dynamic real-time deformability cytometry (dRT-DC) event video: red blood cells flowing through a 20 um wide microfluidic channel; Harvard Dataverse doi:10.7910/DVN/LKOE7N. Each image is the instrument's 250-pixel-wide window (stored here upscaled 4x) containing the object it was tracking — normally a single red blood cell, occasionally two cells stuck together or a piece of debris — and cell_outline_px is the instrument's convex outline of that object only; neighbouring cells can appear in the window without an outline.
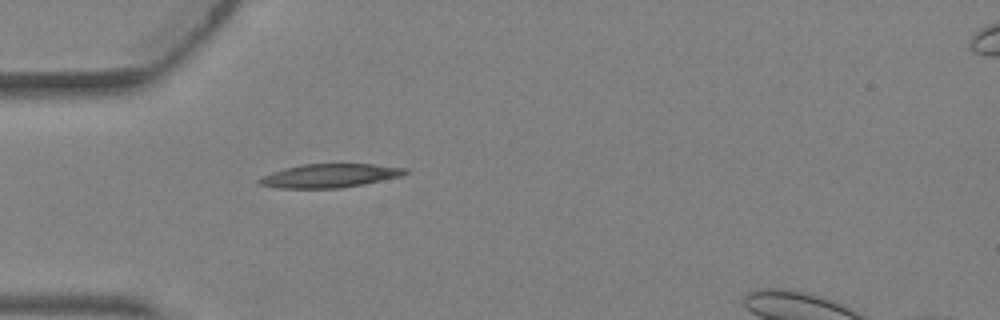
{"species": "Egyptian fruit bat (a non-hibernating species)", "species_latin": "Rousettus aegyptiacus", "temperature_condition": "warm", "stored_images_in_passage": 6, "camera_frame_rate_fps": 3000, "um_per_image_px": 0.085, "animal": {"sex": "female"}, "frame": {"image": 1, "passage_image": 5, "time_ms": 1.333, "image_size_px": [1000, 320], "cell_outline_px": [[408, 172], [400, 176], [364, 184], [340, 188], [280, 188], [256, 184], [256, 180], [272, 172], [300, 164], [372, 164], [408, 168]], "centroid_in_image_um": [28.01, 14.93], "position_along_channel_um": 57.0, "area_um2": 20.06}}